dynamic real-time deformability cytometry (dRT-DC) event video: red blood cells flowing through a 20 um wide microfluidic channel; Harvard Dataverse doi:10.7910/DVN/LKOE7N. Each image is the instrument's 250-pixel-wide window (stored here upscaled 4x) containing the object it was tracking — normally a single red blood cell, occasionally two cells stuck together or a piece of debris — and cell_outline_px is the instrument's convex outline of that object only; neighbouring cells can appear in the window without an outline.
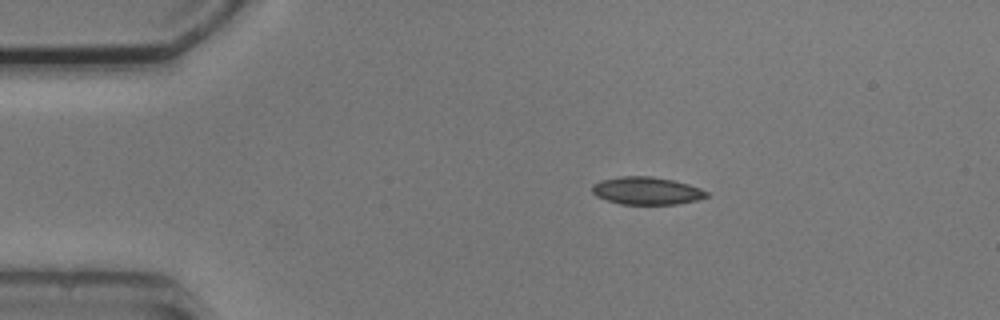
{"species": "common noctule bat (a hibernating species)", "species_latin": "Nyctalus noctula", "temperature_condition": "cold", "stored_images_in_passage": 5, "camera_frame_rate_fps": 3000, "um_per_image_px": 0.085, "animal": {"sex": "male", "body_mass_g": 20.5, "forearm_length_mm": 52.5}, "frame": {"image": 1, "passage_image": 1, "time_ms": 0.0, "image_size_px": [1000, 320], "cell_outline_px": [[708, 196], [696, 200], [676, 204], [620, 204], [596, 196], [592, 192], [592, 184], [600, 180], [620, 176], [652, 176], [672, 180], [688, 184], [700, 188], [708, 192]], "centroid_in_image_um": [54.94, 16.21], "position_along_channel_um": 30.1, "area_um2": 18.38}}
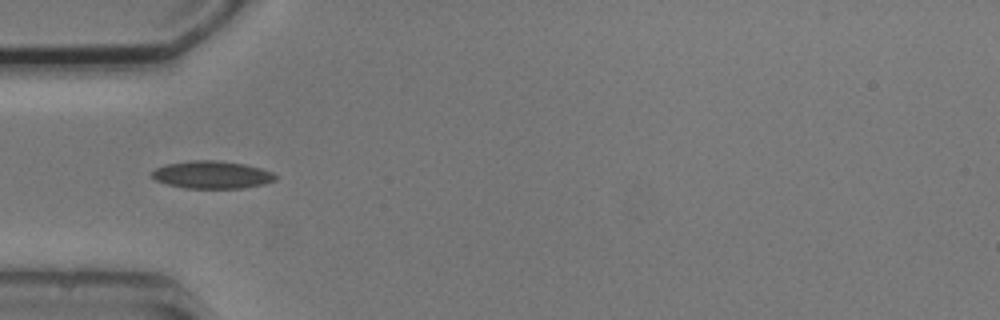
{"frame": {"image": 2, "passage_image": 3, "time_ms": 2.333, "image_size_px": [1000, 320], "cell_outline_px": [[276, 180], [264, 184], [244, 188], [184, 188], [168, 184], [156, 180], [152, 176], [152, 172], [156, 168], [168, 164], [188, 160], [216, 160], [244, 164], [260, 168], [272, 172], [276, 176]], "centroid_in_image_um": [18.03, 14.85], "position_along_channel_um": 67.0, "area_um2": 19.77}}